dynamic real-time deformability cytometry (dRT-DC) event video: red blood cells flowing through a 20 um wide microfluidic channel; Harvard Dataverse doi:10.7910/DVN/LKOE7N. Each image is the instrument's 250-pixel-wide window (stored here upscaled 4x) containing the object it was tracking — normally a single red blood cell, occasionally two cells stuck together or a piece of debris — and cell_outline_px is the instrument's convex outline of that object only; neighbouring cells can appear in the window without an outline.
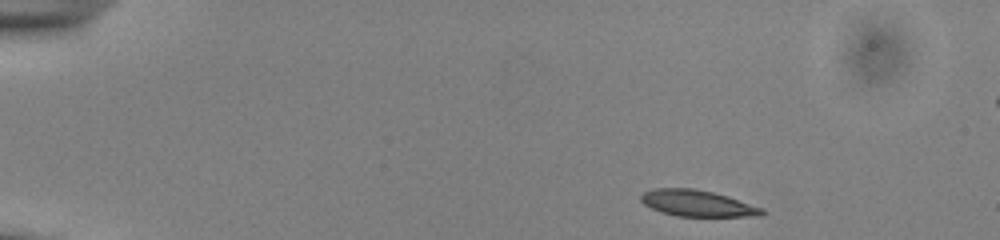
{"species": "common noctule bat (a hibernating species)", "species_latin": "Nyctalus noctula", "temperature_condition": "cold", "stored_images_in_passage": 32, "camera_frame_rate_fps": 3000, "um_per_image_px": 0.085, "animal": {"sex": "male", "body_mass_g": 13.0, "forearm_length_mm": 53.1}, "frame": {"image": 1, "passage_image": 1, "time_ms": 0.0, "image_size_px": [1000, 240], "cell_outline_px": [[764, 212], [760, 216], [676, 216], [660, 212], [644, 204], [640, 200], [640, 196], [644, 192], [656, 188], [692, 188], [712, 192], [728, 196], [764, 208]], "centroid_in_image_um": [59.27, 17.28], "position_along_channel_um": 25.7, "area_um2": 18.5}}
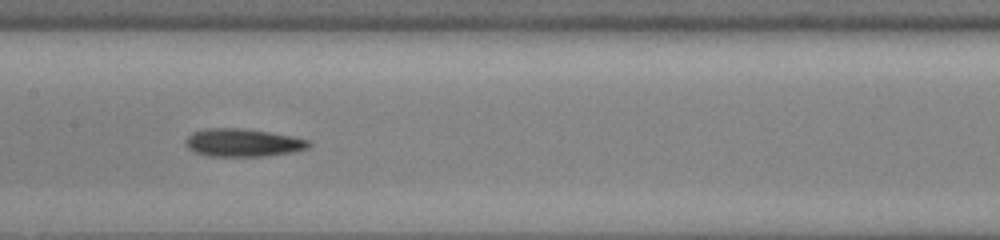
{"frame": {"image": 2, "passage_image": 21, "time_ms": 6.667, "image_size_px": [1000, 240], "cell_outline_px": [[312, 144], [308, 148], [292, 152], [264, 156], [208, 156], [196, 152], [188, 148], [184, 144], [184, 140], [192, 132], [204, 128], [240, 128], [268, 132], [292, 136], [312, 140]], "centroid_in_image_um": [20.64, 12.12], "position_along_channel_um": 186.8, "area_um2": 20.17}}
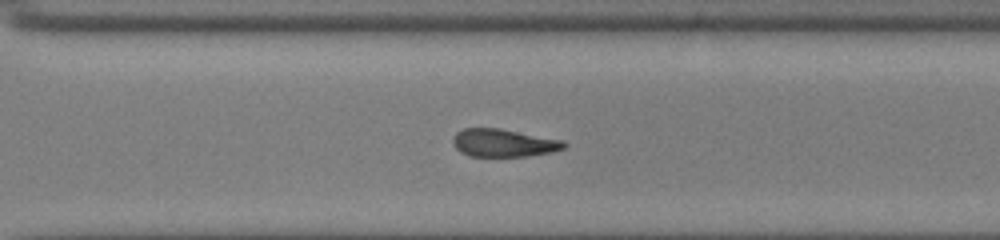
{"frame": {"image": 3, "passage_image": 32, "time_ms": 10.333, "image_size_px": [1000, 240], "cell_outline_px": [[568, 144], [564, 148], [552, 152], [528, 156], [468, 156], [460, 152], [452, 144], [452, 136], [456, 132], [464, 128], [500, 128], [564, 140]], "centroid_in_image_um": [42.79, 12.14], "position_along_channel_um": 327.8, "area_um2": 18.26}}